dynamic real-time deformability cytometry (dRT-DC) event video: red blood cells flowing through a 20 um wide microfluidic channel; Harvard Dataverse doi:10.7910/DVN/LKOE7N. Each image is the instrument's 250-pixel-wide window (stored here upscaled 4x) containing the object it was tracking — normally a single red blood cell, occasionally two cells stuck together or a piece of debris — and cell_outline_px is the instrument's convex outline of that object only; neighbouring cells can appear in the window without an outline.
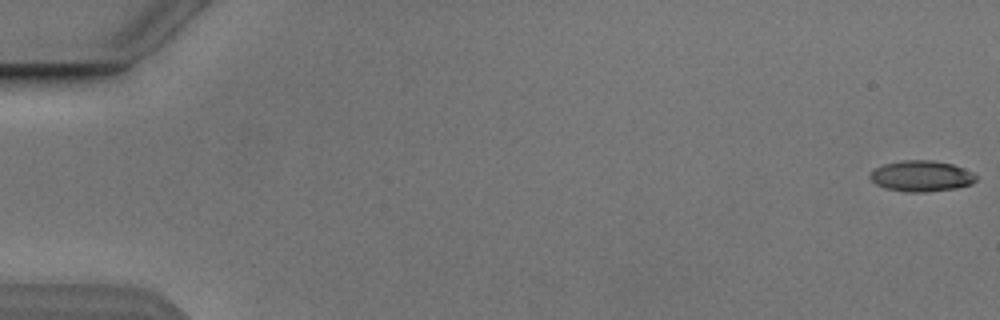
{"species": "Egyptian fruit bat (a non-hibernating species)", "species_latin": "Rousettus aegyptiacus", "temperature_condition": "cold", "stored_images_in_passage": 7, "camera_frame_rate_fps": 3000, "um_per_image_px": 0.085, "animal": {"sex": "male"}, "frame": {"image": 1, "passage_image": 1, "time_ms": 0.0, "image_size_px": [1000, 320], "cell_outline_px": [[976, 180], [972, 184], [956, 188], [924, 192], [908, 192], [884, 188], [876, 184], [868, 176], [872, 168], [884, 164], [900, 160], [932, 160], [952, 164], [972, 172], [976, 176]], "centroid_in_image_um": [78.27, 14.96], "position_along_channel_um": 6.7, "area_um2": 19.19}}
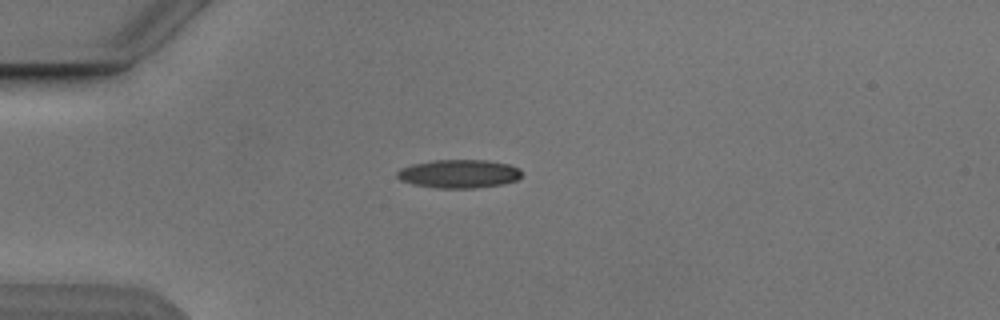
{"frame": {"image": 2, "passage_image": 5, "time_ms": 4.667, "image_size_px": [1000, 320], "cell_outline_px": [[524, 176], [516, 180], [504, 184], [476, 188], [436, 188], [412, 184], [400, 180], [396, 176], [396, 172], [400, 168], [412, 164], [432, 160], [488, 160], [508, 164], [520, 168], [524, 172]], "centroid_in_image_um": [39.04, 14.77], "position_along_channel_um": 46.0, "area_um2": 21.04}}
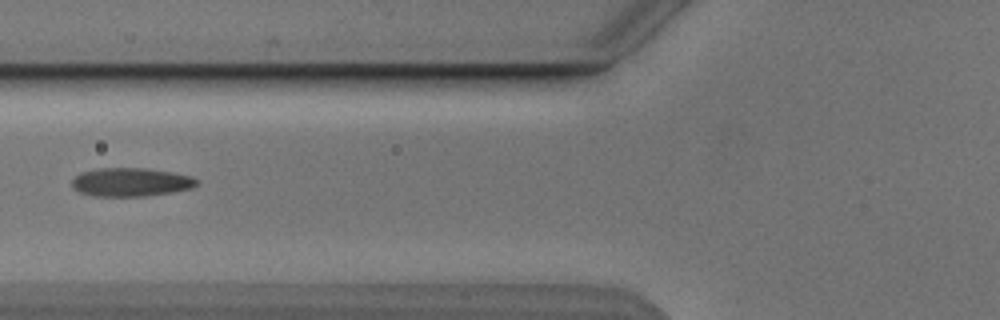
{"frame": {"image": 3, "passage_image": 7, "time_ms": 7.0, "image_size_px": [1000, 320], "cell_outline_px": [[200, 184], [192, 188], [172, 192], [144, 196], [92, 196], [80, 192], [72, 188], [72, 180], [80, 172], [100, 168], [148, 168], [172, 172], [192, 176], [200, 180]], "centroid_in_image_um": [11.16, 15.48], "position_along_channel_um": 114.6, "area_um2": 20.98}}